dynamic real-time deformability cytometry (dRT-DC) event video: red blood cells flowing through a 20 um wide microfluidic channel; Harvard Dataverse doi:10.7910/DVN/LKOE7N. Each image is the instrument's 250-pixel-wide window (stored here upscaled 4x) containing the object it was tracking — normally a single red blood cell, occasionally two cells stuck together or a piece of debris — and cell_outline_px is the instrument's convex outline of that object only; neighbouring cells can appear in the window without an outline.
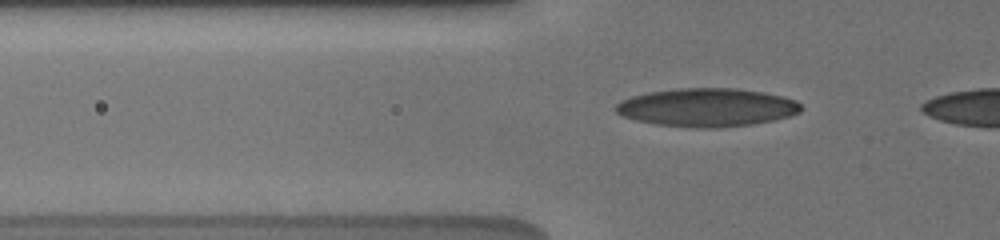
{"species": "human", "species_latin": "Homo sapiens", "temperature_condition": "cold", "stored_images_in_passage": 13, "camera_frame_rate_fps": 3000, "um_per_image_px": 0.085, "donor": {"sex": "male"}, "frame": {"image": 1, "passage_image": 12, "time_ms": 3.0, "image_size_px": [1000, 240], "cell_outline_px": [[804, 108], [800, 112], [788, 116], [772, 120], [752, 124], [720, 128], [688, 128], [656, 124], [636, 120], [624, 116], [616, 112], [612, 108], [616, 104], [632, 96], [648, 92], [680, 88], [736, 88], [764, 92], [784, 96], [796, 100]], "centroid_in_image_um": [60.11, 9.13], "position_along_channel_um": 65.7, "area_um2": 41.62}}